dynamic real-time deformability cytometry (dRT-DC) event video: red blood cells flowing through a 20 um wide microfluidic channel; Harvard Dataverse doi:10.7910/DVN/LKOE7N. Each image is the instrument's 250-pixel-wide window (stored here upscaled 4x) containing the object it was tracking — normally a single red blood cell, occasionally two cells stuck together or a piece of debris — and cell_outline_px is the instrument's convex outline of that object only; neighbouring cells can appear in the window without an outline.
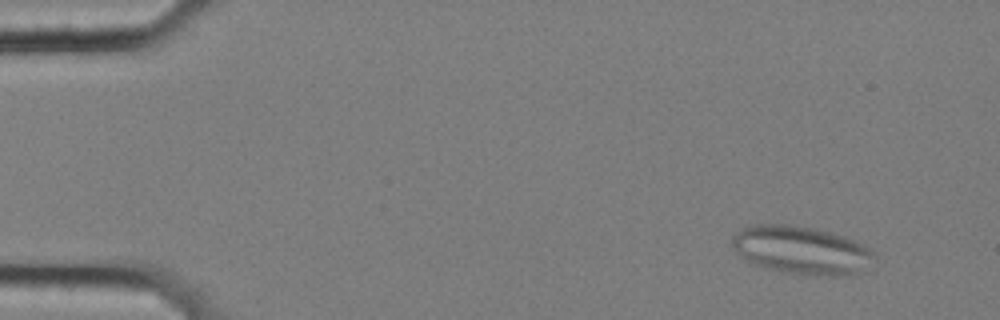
{"species": "common noctule bat (a hibernating species)", "species_latin": "Nyctalus noctula", "temperature_condition": "cold", "stored_images_in_passage": 57, "segment_of_instrument_passage": [1, 2], "camera_frame_rate_fps": 3000, "um_per_image_px": 0.085, "animal": {"sex": "female", "body_mass_g": 25.1}, "frame": {"image": 1, "passage_image": 5, "time_ms": 1.333, "image_size_px": [1000, 320], "cell_outline_px": [[876, 256], [860, 276], [812, 276], [780, 272], [760, 268], [752, 264], [740, 256], [732, 248], [732, 236], [736, 232], [752, 224], [788, 224], [816, 228], [832, 232], [844, 236], [868, 248]], "centroid_in_image_um": [68.11, 21.3], "position_along_channel_um": 16.9, "area_um2": 40.81}}